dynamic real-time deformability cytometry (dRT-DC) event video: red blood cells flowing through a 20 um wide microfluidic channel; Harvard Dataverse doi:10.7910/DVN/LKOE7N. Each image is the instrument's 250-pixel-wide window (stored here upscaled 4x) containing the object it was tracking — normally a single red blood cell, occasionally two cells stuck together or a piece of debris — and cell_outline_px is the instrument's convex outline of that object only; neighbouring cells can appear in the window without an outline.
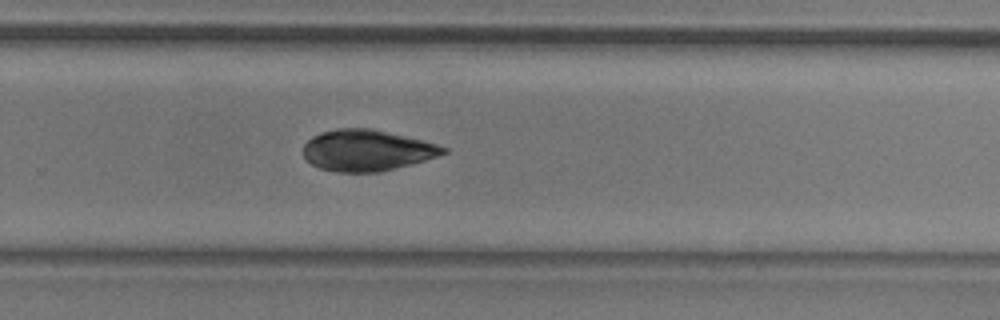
{"species": "common noctule bat (a hibernating species)", "species_latin": "Nyctalus noctula", "temperature_condition": "room temperature", "stored_images_in_passage": 51, "camera_frame_rate_fps": 3000, "um_per_image_px": 0.085, "animal": {"sex": "male", "body_mass_g": 20.5, "forearm_length_mm": 52.5}, "frame": {"image": 1, "passage_image": 33, "time_ms": 10.667, "image_size_px": [1000, 320], "cell_outline_px": [[448, 152], [424, 160], [396, 168], [380, 172], [336, 172], [320, 168], [312, 164], [304, 156], [304, 144], [312, 136], [336, 128], [368, 128], [420, 140], [436, 144], [448, 148]], "centroid_in_image_um": [31.15, 12.79], "position_along_channel_um": 298.6, "area_um2": 33.06}}
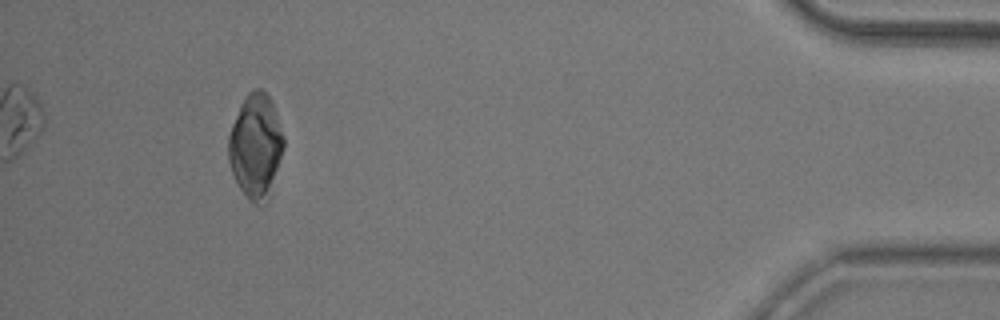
{"frame": {"image": 2, "passage_image": 47, "time_ms": 15.333, "image_size_px": [1000, 320], "cell_outline_px": [[284, 148], [268, 200], [264, 204], [252, 204], [248, 200], [240, 188], [232, 172], [228, 160], [228, 136], [232, 124], [240, 104], [244, 96], [252, 88], [260, 88], [272, 100], [284, 136]], "centroid_in_image_um": [21.73, 12.41], "position_along_channel_um": 413.5, "area_um2": 33.87}}